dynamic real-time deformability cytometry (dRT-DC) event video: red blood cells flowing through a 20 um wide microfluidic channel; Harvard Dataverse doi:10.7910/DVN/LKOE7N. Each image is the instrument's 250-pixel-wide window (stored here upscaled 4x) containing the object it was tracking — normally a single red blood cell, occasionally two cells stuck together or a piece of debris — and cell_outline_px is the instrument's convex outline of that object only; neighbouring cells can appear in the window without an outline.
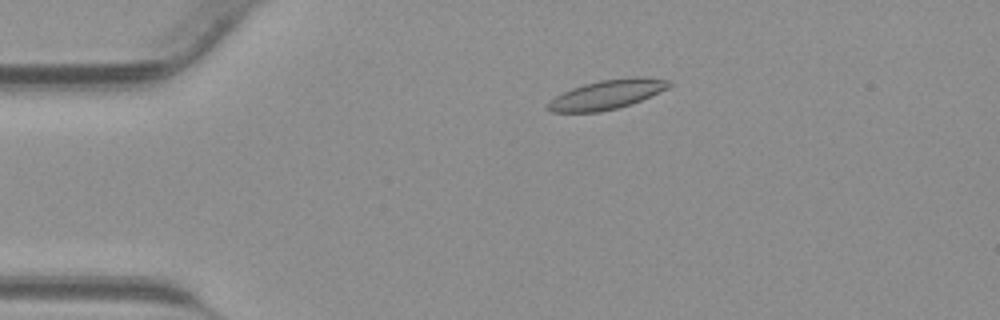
{"species": "common noctule bat (a hibernating species)", "species_latin": "Nyctalus noctula", "temperature_condition": "warm", "stored_images_in_passage": 38, "camera_frame_rate_fps": 3000, "um_per_image_px": 0.085, "animal": {"sex": "male", "body_mass_g": 23.1, "forearm_length_mm": 52.7}, "frame": {"image": 1, "passage_image": 4, "time_ms": 1.0, "image_size_px": [1000, 320], "cell_outline_px": [[672, 84], [668, 88], [660, 92], [632, 104], [600, 112], [552, 112], [544, 108], [556, 96], [572, 88], [584, 84], [600, 80], [632, 76], [644, 76], [668, 80]], "centroid_in_image_um": [51.62, 8.02], "position_along_channel_um": 33.4, "area_um2": 20.75}}
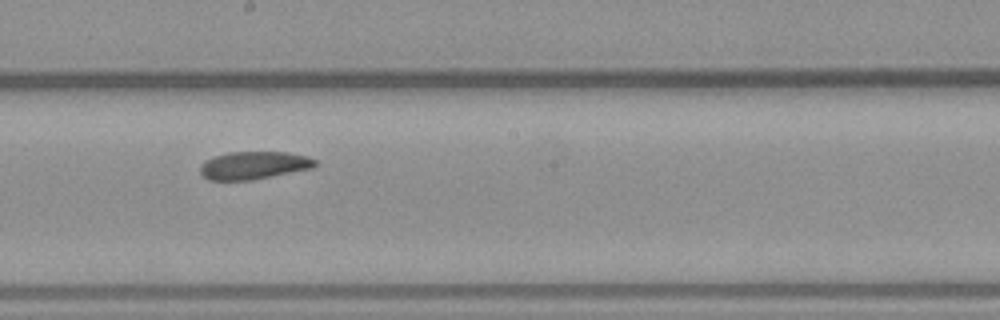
{"frame": {"image": 2, "passage_image": 19, "time_ms": 6.0, "image_size_px": [1000, 320], "cell_outline_px": [[316, 164], [312, 168], [252, 180], [208, 180], [200, 172], [200, 164], [216, 156], [228, 152], [288, 152], [308, 156], [316, 160]], "centroid_in_image_um": [21.58, 14.05], "position_along_channel_um": 226.6, "area_um2": 18.5}}
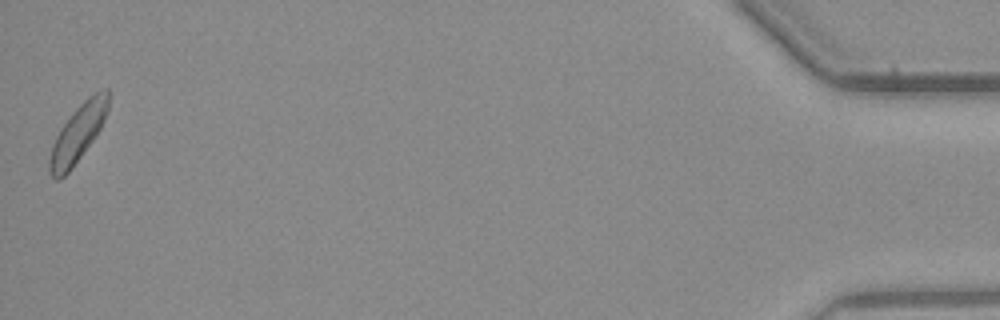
{"frame": {"image": 3, "passage_image": 38, "time_ms": 12.333, "image_size_px": [1000, 320], "cell_outline_px": [[108, 112], [100, 128], [92, 140], [72, 168], [60, 180], [56, 180], [52, 176], [48, 168], [48, 160], [52, 144], [60, 128], [72, 112], [88, 96], [100, 88], [108, 88]], "centroid_in_image_um": [6.61, 11.32], "position_along_channel_um": 428.6, "area_um2": 19.59}}